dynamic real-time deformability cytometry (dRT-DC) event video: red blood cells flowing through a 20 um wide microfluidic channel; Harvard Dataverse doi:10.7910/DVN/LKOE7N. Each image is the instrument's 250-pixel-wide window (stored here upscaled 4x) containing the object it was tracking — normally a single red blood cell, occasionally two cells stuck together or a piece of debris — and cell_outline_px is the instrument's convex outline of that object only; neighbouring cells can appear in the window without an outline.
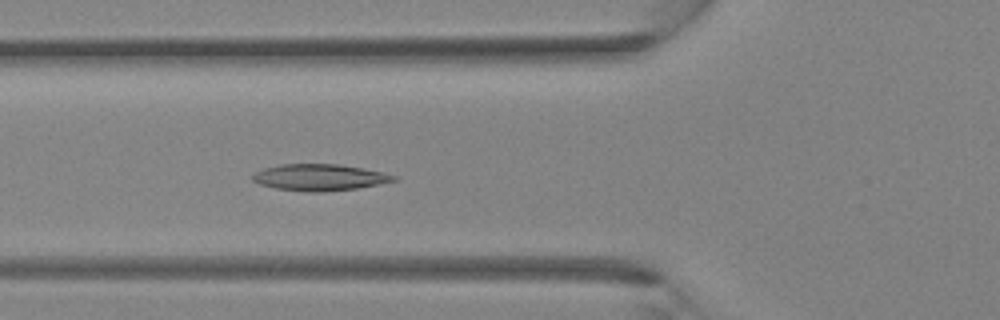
{"species": "Egyptian fruit bat (a non-hibernating species)", "species_latin": "Rousettus aegyptiacus", "temperature_condition": "room temperature", "stored_images_in_passage": 27, "camera_frame_rate_fps": 3000, "um_per_image_px": 0.085, "animal": {"sex": "female"}, "frame": {"image": 1, "passage_image": 3, "time_ms": 0.667, "image_size_px": [1000, 320], "cell_outline_px": [[396, 180], [356, 188], [324, 192], [312, 192], [276, 188], [260, 184], [252, 180], [252, 176], [256, 172], [264, 168], [280, 164], [340, 164], [364, 168], [396, 176]], "centroid_in_image_um": [27.13, 15.07], "position_along_channel_um": 98.7, "area_um2": 21.5}}
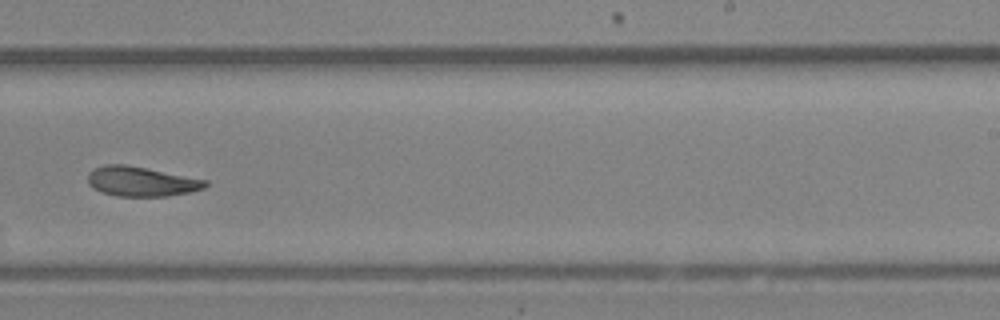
{"frame": {"image": 2, "passage_image": 13, "time_ms": 4.0, "image_size_px": [1000, 320], "cell_outline_px": [[208, 184], [204, 188], [188, 192], [168, 196], [116, 196], [100, 192], [92, 188], [88, 184], [88, 172], [92, 168], [104, 164], [124, 164], [208, 180]], "centroid_in_image_um": [11.95, 15.42], "position_along_channel_um": 277.1, "area_um2": 20.4}}
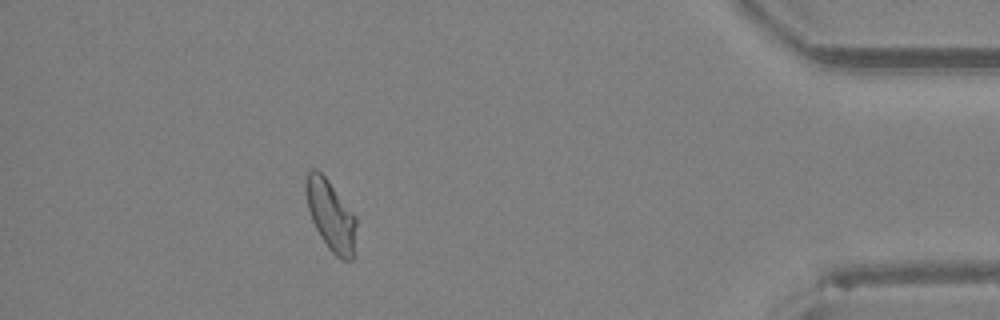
{"frame": {"image": 3, "passage_image": 23, "time_ms": 7.333, "image_size_px": [1000, 320], "cell_outline_px": [[356, 224], [352, 260], [340, 260], [328, 248], [320, 236], [312, 220], [308, 208], [304, 188], [304, 184], [308, 172], [312, 168], [316, 168], [328, 180], [356, 216]], "centroid_in_image_um": [28.09, 18.29], "position_along_channel_um": 407.1, "area_um2": 20.58}}